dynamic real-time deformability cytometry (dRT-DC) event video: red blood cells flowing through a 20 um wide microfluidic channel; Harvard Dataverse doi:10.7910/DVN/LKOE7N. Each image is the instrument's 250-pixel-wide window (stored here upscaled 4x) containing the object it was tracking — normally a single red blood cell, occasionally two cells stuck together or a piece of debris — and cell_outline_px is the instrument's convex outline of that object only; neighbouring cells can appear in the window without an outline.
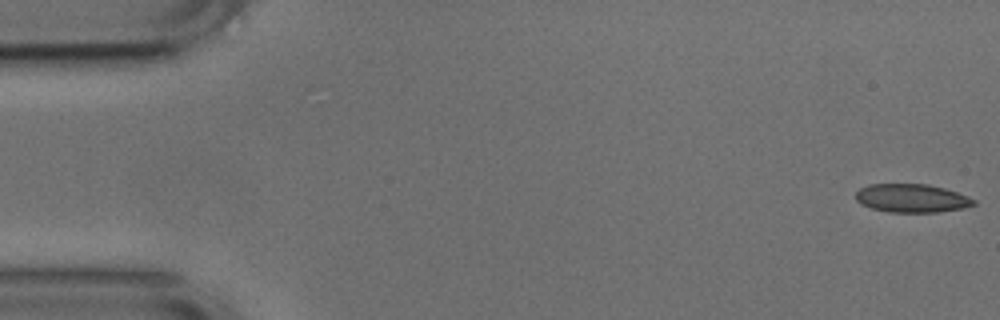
{"species": "common noctule bat (a hibernating species)", "species_latin": "Nyctalus noctula", "temperature_condition": "cold", "stored_images_in_passage": 52, "camera_frame_rate_fps": 3000, "um_per_image_px": 0.085, "animal": {"sex": "male", "body_mass_g": 17.9, "forearm_length_mm": 54.2}, "frame": {"image": 1, "passage_image": 1, "time_ms": 0.0, "image_size_px": [1000, 320], "cell_outline_px": [[976, 204], [964, 208], [936, 212], [888, 212], [872, 208], [860, 204], [856, 200], [856, 192], [860, 188], [868, 184], [928, 184], [944, 188], [968, 196], [976, 200]], "centroid_in_image_um": [77.49, 16.84], "position_along_channel_um": 7.5, "area_um2": 19.59}}
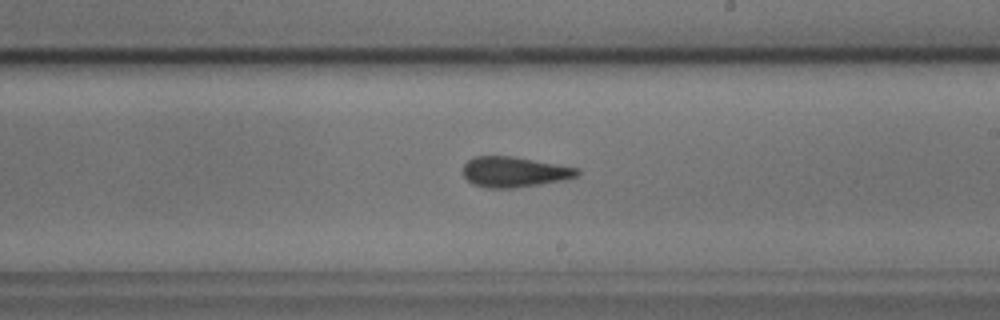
{"frame": {"image": 2, "passage_image": 30, "time_ms": 9.667, "image_size_px": [1000, 320], "cell_outline_px": [[580, 176], [568, 180], [516, 188], [488, 188], [472, 184], [464, 176], [464, 164], [468, 160], [476, 156], [512, 156], [580, 168]], "centroid_in_image_um": [43.78, 14.62], "position_along_channel_um": 245.2, "area_um2": 20.52}}
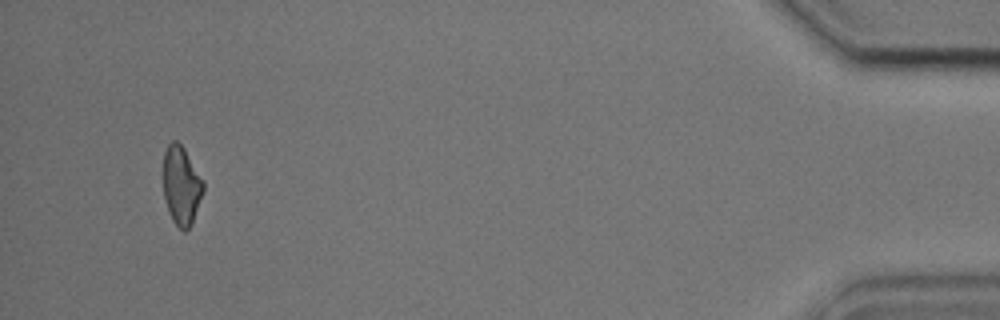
{"frame": {"image": 3, "passage_image": 50, "time_ms": 16.333, "image_size_px": [1000, 320], "cell_outline_px": [[204, 192], [192, 224], [184, 232], [172, 220], [168, 212], [164, 196], [164, 152], [168, 144], [172, 140], [176, 140], [184, 148], [204, 180]], "centroid_in_image_um": [15.44, 15.77], "position_along_channel_um": 419.8, "area_um2": 18.5}, "authors_computed_cell_mechanics": {"area_um2": 20.4034, "velocity_mm_per_s": 3.7833, "shape_relaxation_time_tau1_ms": null, "shape_relaxation_time_tau2_ms": 3.9821, "deformation_change_tau1": null, "deformation_change_tau2": 0.0855}}